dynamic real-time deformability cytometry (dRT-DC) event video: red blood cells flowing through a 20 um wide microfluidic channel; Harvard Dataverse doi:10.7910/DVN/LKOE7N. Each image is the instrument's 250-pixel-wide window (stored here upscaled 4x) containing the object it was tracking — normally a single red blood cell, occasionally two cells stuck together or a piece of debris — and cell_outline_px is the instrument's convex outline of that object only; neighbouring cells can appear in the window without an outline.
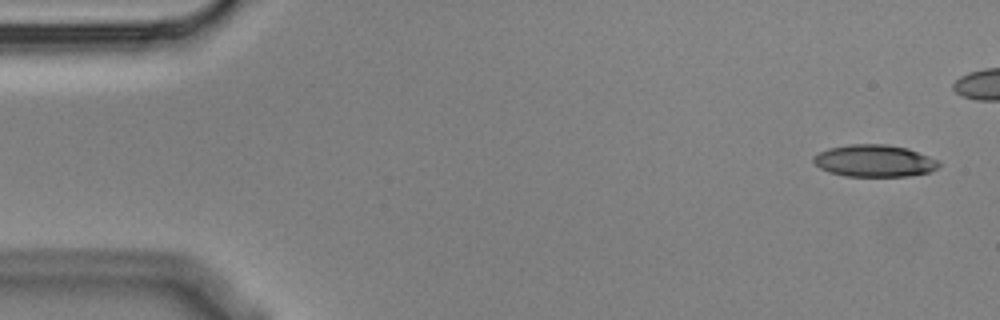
{"species": "Egyptian fruit bat (a non-hibernating species)", "species_latin": "Rousettus aegyptiacus", "temperature_condition": "cold", "stored_images_in_passage": 16, "camera_frame_rate_fps": 3000, "um_per_image_px": 0.085, "animal": {"sex": "male"}, "frame": {"image": 1, "passage_image": 1, "time_ms": 0.0, "image_size_px": [1000, 320], "cell_outline_px": [[940, 164], [936, 168], [928, 172], [908, 176], [844, 176], [828, 172], [820, 168], [812, 160], [812, 156], [828, 148], [852, 144], [884, 144], [908, 148], [928, 156], [936, 160]], "centroid_in_image_um": [74.28, 13.67], "position_along_channel_um": 10.7, "area_um2": 23.29}}
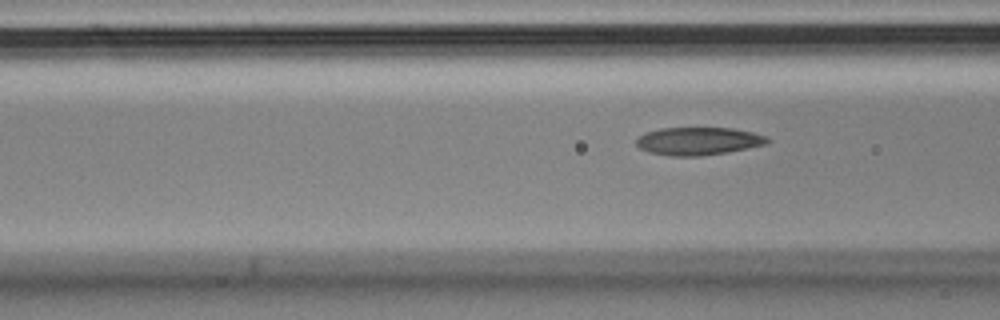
{"frame": {"image": 2, "passage_image": 7, "time_ms": 2.0, "image_size_px": [1000, 320], "cell_outline_px": [[772, 140], [764, 144], [728, 152], [700, 156], [668, 156], [648, 152], [640, 148], [636, 144], [636, 140], [640, 136], [648, 132], [660, 128], [732, 128], [752, 132], [768, 136]], "centroid_in_image_um": [59.36, 12.0], "position_along_channel_um": 107.2, "area_um2": 21.21}}
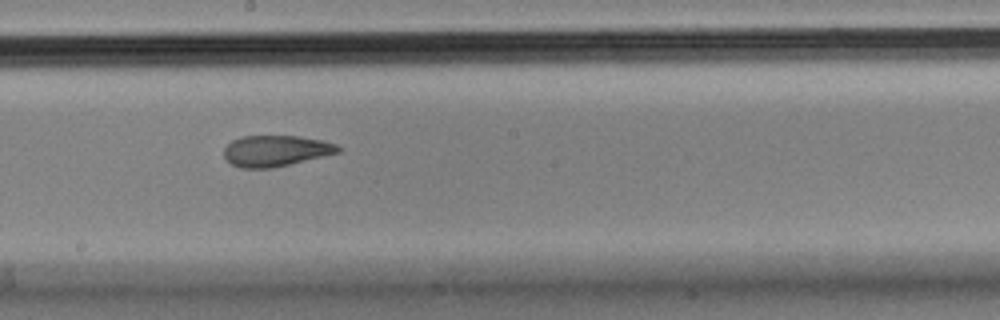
{"frame": {"image": 3, "passage_image": 10, "time_ms": 3.0, "image_size_px": [1000, 320], "cell_outline_px": [[344, 148], [340, 152], [272, 168], [240, 168], [232, 164], [224, 156], [224, 148], [232, 140], [244, 136], [300, 136], [324, 140], [336, 144]], "centroid_in_image_um": [23.47, 12.81], "position_along_channel_um": 224.7, "area_um2": 20.63}}